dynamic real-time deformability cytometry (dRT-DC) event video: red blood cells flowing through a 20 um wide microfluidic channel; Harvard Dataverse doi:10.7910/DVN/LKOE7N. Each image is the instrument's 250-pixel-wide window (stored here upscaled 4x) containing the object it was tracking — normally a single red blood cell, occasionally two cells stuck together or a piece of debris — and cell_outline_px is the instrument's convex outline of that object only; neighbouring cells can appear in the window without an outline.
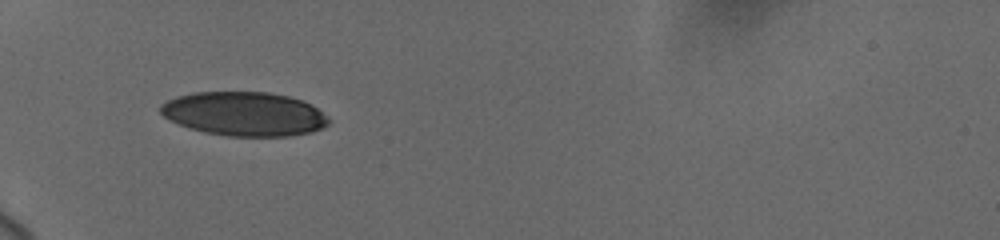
{"species": "human", "species_latin": "Homo sapiens", "temperature_condition": "cold", "stored_images_in_passage": 10, "camera_frame_rate_fps": 3000, "um_per_image_px": 0.085, "donor": {"sex": "female"}, "frame": {"image": 1, "passage_image": 1, "time_ms": 0.0, "image_size_px": [1000, 240], "cell_outline_px": [[328, 124], [324, 128], [312, 132], [288, 136], [228, 136], [204, 132], [188, 128], [168, 120], [160, 112], [160, 104], [176, 96], [196, 92], [268, 92], [288, 96], [304, 100], [312, 104], [328, 116]], "centroid_in_image_um": [20.77, 9.68], "position_along_channel_um": 64.2, "area_um2": 43.47}}
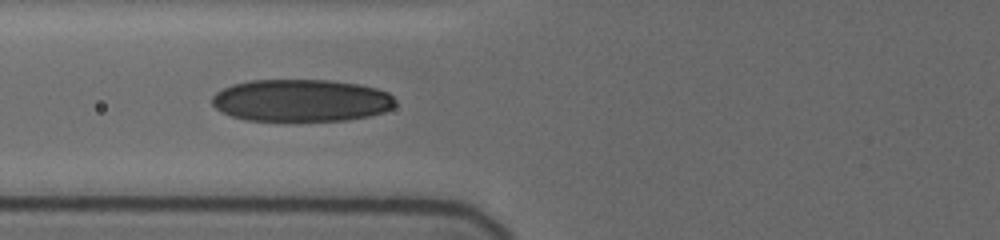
{"frame": {"image": 2, "passage_image": 8, "time_ms": 1.333, "image_size_px": [1000, 240], "cell_outline_px": [[396, 104], [392, 108], [384, 112], [368, 116], [348, 120], [244, 120], [220, 112], [212, 104], [212, 96], [216, 92], [232, 84], [248, 80], [328, 80], [356, 84], [376, 88], [388, 92], [396, 100]], "centroid_in_image_um": [25.59, 8.53], "position_along_channel_um": 100.2, "area_um2": 45.2}}